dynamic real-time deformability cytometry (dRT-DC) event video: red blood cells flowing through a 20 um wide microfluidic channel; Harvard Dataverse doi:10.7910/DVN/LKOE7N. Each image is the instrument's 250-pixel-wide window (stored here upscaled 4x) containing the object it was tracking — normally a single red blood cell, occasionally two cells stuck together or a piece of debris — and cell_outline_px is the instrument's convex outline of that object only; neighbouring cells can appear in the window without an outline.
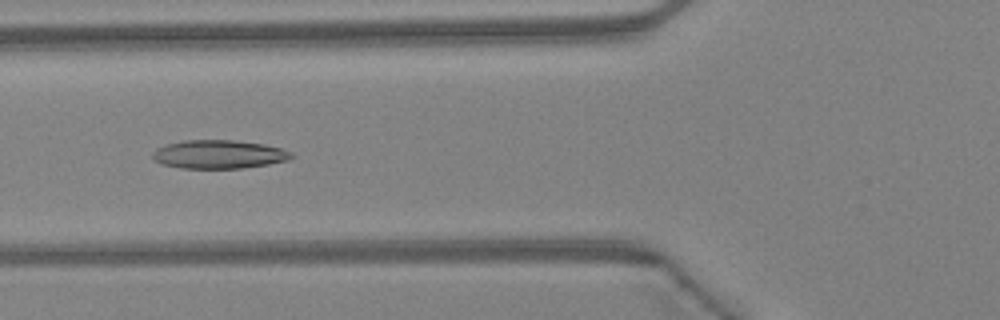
{"species": "Egyptian fruit bat (a non-hibernating species)", "species_latin": "Rousettus aegyptiacus", "temperature_condition": "warm", "stored_images_in_passage": 33, "camera_frame_rate_fps": 3000, "um_per_image_px": 0.085, "animal": {"sex": "female"}, "frame": {"image": 1, "passage_image": 4, "time_ms": 1.0, "image_size_px": [1000, 320], "cell_outline_px": [[296, 156], [288, 160], [268, 164], [244, 168], [180, 168], [160, 164], [152, 156], [152, 152], [156, 148], [168, 144], [184, 140], [232, 140], [264, 144], [280, 148], [292, 152]], "centroid_in_image_um": [18.61, 13.12], "position_along_channel_um": 107.2, "area_um2": 23.12}}
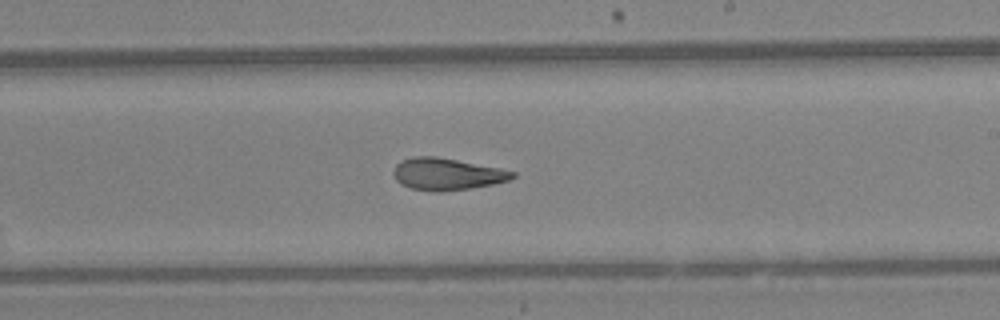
{"frame": {"image": 2, "passage_image": 14, "time_ms": 4.333, "image_size_px": [1000, 320], "cell_outline_px": [[516, 176], [508, 180], [492, 184], [472, 188], [440, 192], [432, 192], [412, 188], [400, 184], [396, 180], [392, 172], [396, 164], [400, 160], [412, 156], [436, 156], [500, 168], [516, 172]], "centroid_in_image_um": [37.95, 14.79], "position_along_channel_um": 251.0, "area_um2": 22.31}}
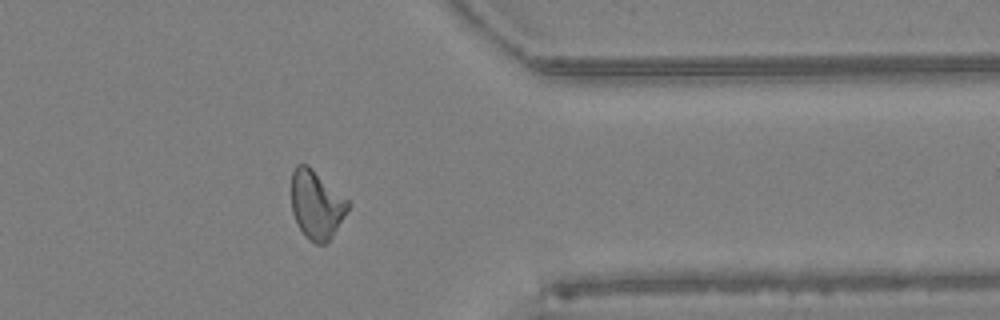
{"frame": {"image": 3, "passage_image": 24, "time_ms": 7.667, "image_size_px": [1000, 320], "cell_outline_px": [[352, 204], [332, 236], [324, 244], [316, 244], [308, 240], [304, 236], [292, 212], [292, 172], [296, 164], [308, 164], [348, 200]], "centroid_in_image_um": [26.9, 17.39], "position_along_channel_um": 384.5, "area_um2": 22.54}, "authors_computed_cell_mechanics": {"area_um2": 22.1952, "velocity_mm_per_s": 4.3489, "shape_relaxation_time_tau1_ms": null, "shape_relaxation_time_tau2_ms": 2.7674, "deformation_change_tau1": null, "deformation_change_tau2": 0.1028}}